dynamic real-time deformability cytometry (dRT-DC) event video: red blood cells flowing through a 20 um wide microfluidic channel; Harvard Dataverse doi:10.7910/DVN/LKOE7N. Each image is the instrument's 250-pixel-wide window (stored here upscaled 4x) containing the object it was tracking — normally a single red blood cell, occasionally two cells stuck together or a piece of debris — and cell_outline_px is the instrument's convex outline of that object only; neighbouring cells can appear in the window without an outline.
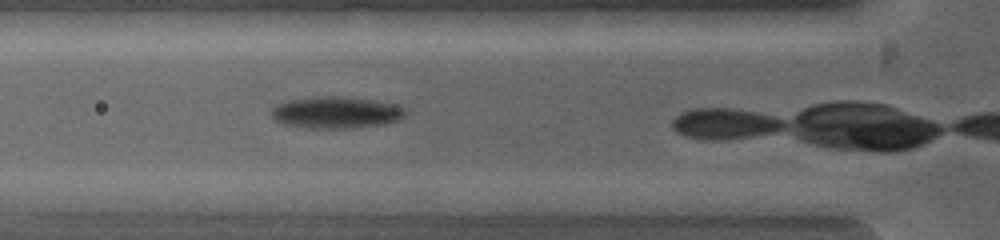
{"species": "common noctule bat (a hibernating species)", "species_latin": "Nyctalus noctula", "temperature_condition": "warm", "stored_images_in_passage": 5, "camera_frame_rate_fps": 5000, "um_per_image_px": 0.085, "animal": {"sex": "female", "body_mass_g": 19.0, "forearm_length_mm": 53.3}, "frame": {"image": 1, "passage_image": 3, "time_ms": 0.4, "image_size_px": [1000, 240], "cell_outline_px": [[404, 116], [400, 120], [384, 124], [352, 128], [304, 128], [280, 124], [272, 120], [272, 112], [280, 104], [292, 100], [368, 100], [388, 104], [400, 108], [404, 112]], "centroid_in_image_um": [28.52, 9.67], "position_along_channel_um": 97.3, "area_um2": 22.83}}